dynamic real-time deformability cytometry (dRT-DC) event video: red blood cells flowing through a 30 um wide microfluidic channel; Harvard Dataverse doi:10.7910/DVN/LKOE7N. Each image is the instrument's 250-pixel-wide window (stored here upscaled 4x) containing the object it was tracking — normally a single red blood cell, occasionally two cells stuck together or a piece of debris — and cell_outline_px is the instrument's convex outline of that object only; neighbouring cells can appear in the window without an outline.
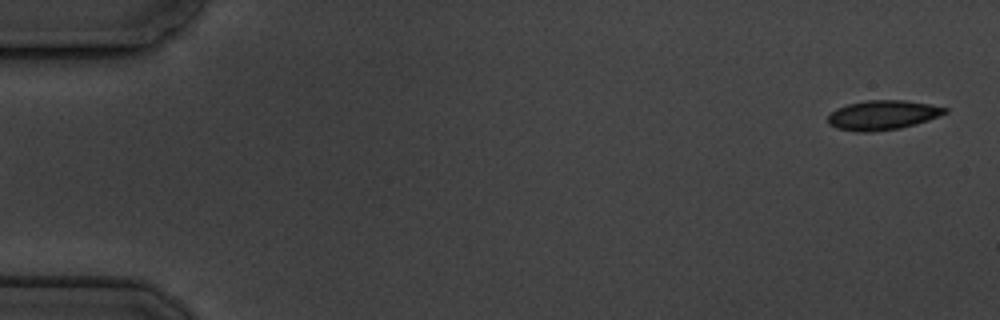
{"species": "common noctule bat (a hibernating species)", "species_latin": "Nyctalus noctula", "temperature_condition": "cold", "stored_images_in_passage": 6, "segment_of_instrument_passage": [2, 2], "camera_frame_rate_fps": 3000, "um_per_image_px": 0.085, "animal": {"sex": "male", "body_mass_g": 19.5, "forearm_length_mm": 54.6}, "frame": {"image": 1, "passage_image": 6, "time_ms": 7.0, "image_size_px": [1000, 320], "cell_outline_px": [[948, 112], [928, 120], [916, 124], [900, 128], [872, 132], [856, 132], [836, 128], [828, 124], [828, 116], [836, 108], [848, 104], [868, 100], [904, 100], [928, 104], [948, 108]], "centroid_in_image_um": [75.0, 9.79], "position_along_channel_um": 10.0, "area_um2": 20.11}}